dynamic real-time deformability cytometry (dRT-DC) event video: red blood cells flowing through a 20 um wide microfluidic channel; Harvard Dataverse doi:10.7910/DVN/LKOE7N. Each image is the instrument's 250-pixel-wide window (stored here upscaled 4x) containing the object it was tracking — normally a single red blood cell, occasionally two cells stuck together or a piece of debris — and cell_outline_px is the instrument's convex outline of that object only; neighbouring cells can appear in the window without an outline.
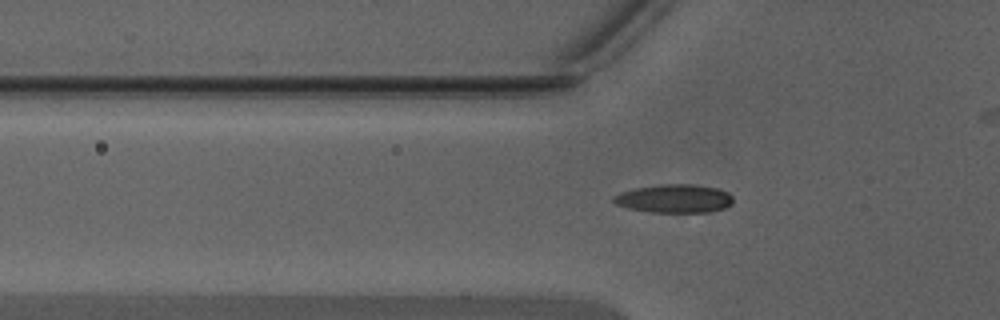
{"species": "Egyptian fruit bat (a non-hibernating species)", "species_latin": "Rousettus aegyptiacus", "temperature_condition": "warm", "stored_images_in_passage": 28, "camera_frame_rate_fps": 3000, "um_per_image_px": 0.085, "animal": {"sex": "male"}, "frame": {"image": 1, "passage_image": 3, "time_ms": 0.667, "image_size_px": [1000, 320], "cell_outline_px": [[732, 204], [724, 208], [712, 212], [652, 212], [628, 208], [616, 204], [612, 200], [612, 196], [620, 192], [632, 188], [660, 184], [696, 184], [716, 188], [728, 192], [732, 196]], "centroid_in_image_um": [57.3, 16.87], "position_along_channel_um": 68.5, "area_um2": 20.0}}
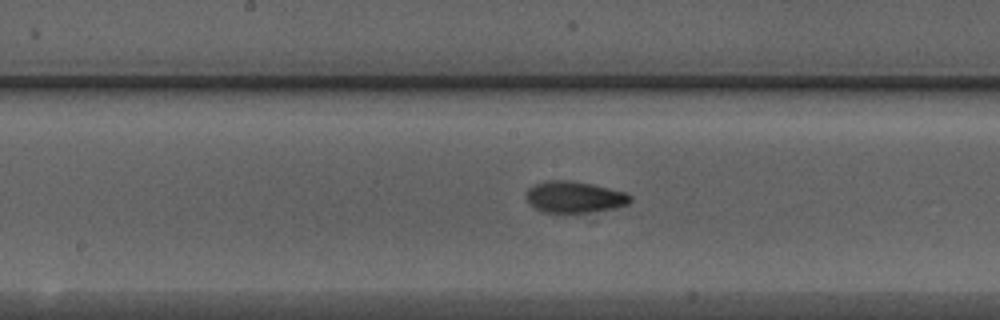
{"frame": {"image": 2, "passage_image": 12, "time_ms": 3.667, "image_size_px": [1000, 320], "cell_outline_px": [[632, 200], [628, 204], [616, 208], [564, 216], [556, 216], [540, 212], [528, 204], [524, 196], [528, 188], [536, 184], [548, 180], [572, 180], [592, 184], [624, 192], [632, 196]], "centroid_in_image_um": [48.75, 16.81], "position_along_channel_um": 199.5, "area_um2": 20.11}}
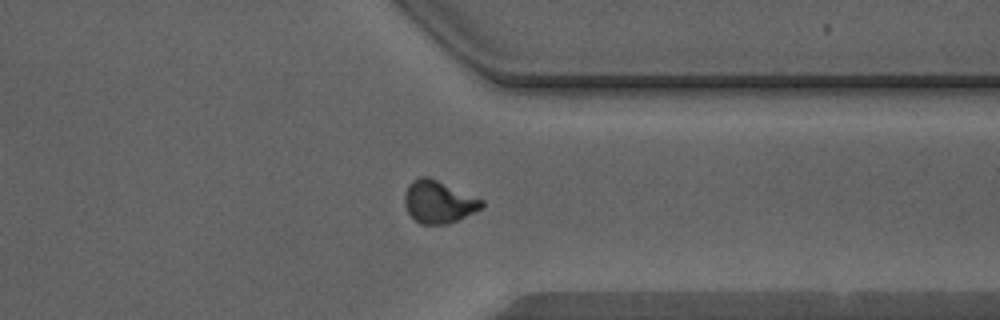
{"frame": {"image": 3, "passage_image": 24, "time_ms": 7.667, "image_size_px": [1000, 320], "cell_outline_px": [[484, 204], [480, 208], [448, 224], [420, 224], [408, 212], [404, 204], [404, 192], [408, 184], [412, 180], [420, 176], [428, 176], [484, 200]], "centroid_in_image_um": [37.23, 17.14], "position_along_channel_um": 374.2, "area_um2": 18.9}}